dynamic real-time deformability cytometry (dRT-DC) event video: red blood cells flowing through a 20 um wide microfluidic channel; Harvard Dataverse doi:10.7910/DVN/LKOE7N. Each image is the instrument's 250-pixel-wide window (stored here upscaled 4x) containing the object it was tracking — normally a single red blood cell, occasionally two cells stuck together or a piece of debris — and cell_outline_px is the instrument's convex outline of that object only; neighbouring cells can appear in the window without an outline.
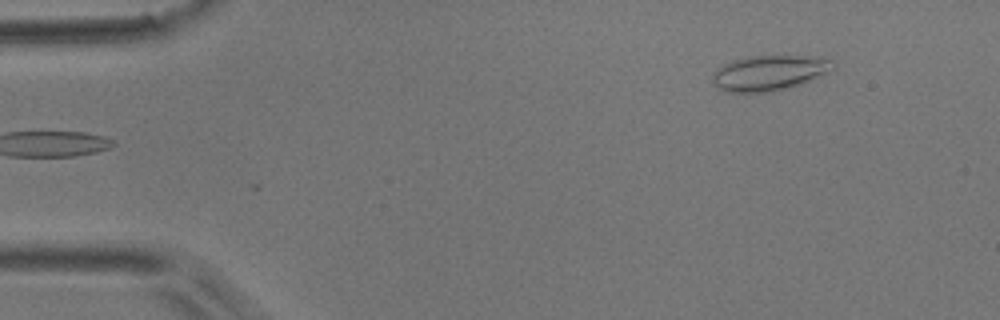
{"species": "common noctule bat (a hibernating species)", "species_latin": "Nyctalus noctula", "temperature_condition": "room temperature", "stored_images_in_passage": 4, "segment_of_instrument_passage": [2, 2], "camera_frame_rate_fps": 3000, "um_per_image_px": 0.085, "animal": {"sex": "male", "body_mass_g": 17.9}, "frame": {"image": 1, "passage_image": 4, "time_ms": 3.333, "image_size_px": [1000, 320], "cell_outline_px": [[836, 64], [828, 72], [800, 84], [788, 88], [772, 92], [728, 92], [720, 88], [712, 80], [712, 76], [716, 68], [732, 60], [752, 56], [816, 56], [832, 60]], "centroid_in_image_um": [65.39, 6.19], "position_along_channel_um": 19.6, "area_um2": 24.62}}